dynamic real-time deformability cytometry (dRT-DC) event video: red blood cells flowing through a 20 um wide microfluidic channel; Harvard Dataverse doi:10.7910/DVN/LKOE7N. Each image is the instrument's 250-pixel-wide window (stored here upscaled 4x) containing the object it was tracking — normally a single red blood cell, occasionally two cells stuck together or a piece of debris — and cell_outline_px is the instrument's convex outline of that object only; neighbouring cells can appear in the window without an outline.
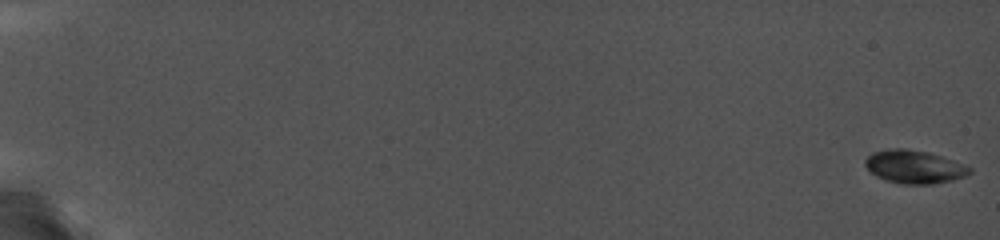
{"species": "common noctule bat (a hibernating species)", "species_latin": "Nyctalus noctula", "temperature_condition": "cold", "stored_images_in_passage": 25, "camera_frame_rate_fps": 5000, "um_per_image_px": 0.085, "animal": {"sex": "female", "body_mass_g": 19.0, "forearm_length_mm": 56.7}, "frame": {"image": 1, "passage_image": 1, "time_ms": 0.0, "image_size_px": [1000, 240], "cell_outline_px": [[972, 172], [964, 176], [952, 180], [932, 184], [904, 184], [888, 180], [876, 176], [864, 164], [864, 160], [872, 152], [892, 148], [904, 148], [928, 152], [952, 160], [972, 168]], "centroid_in_image_um": [77.7, 14.17], "position_along_channel_um": 7.3, "area_um2": 19.94}}
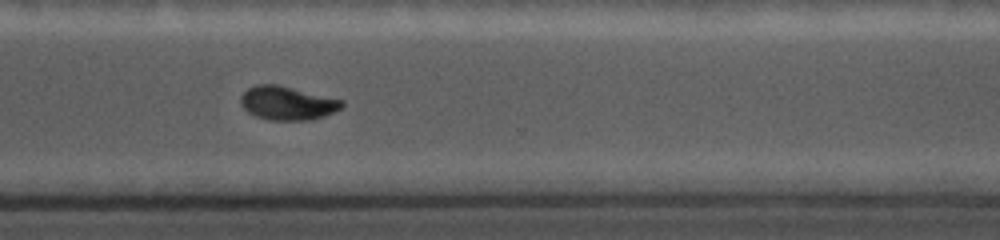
{"frame": {"image": 2, "passage_image": 21, "time_ms": 14.8, "image_size_px": [1000, 240], "cell_outline_px": [[344, 104], [340, 108], [324, 116], [308, 120], [272, 120], [256, 116], [248, 112], [240, 104], [240, 96], [248, 88], [256, 84], [276, 84], [344, 100]], "centroid_in_image_um": [24.4, 8.76], "position_along_channel_um": 346.2, "area_um2": 19.71}}
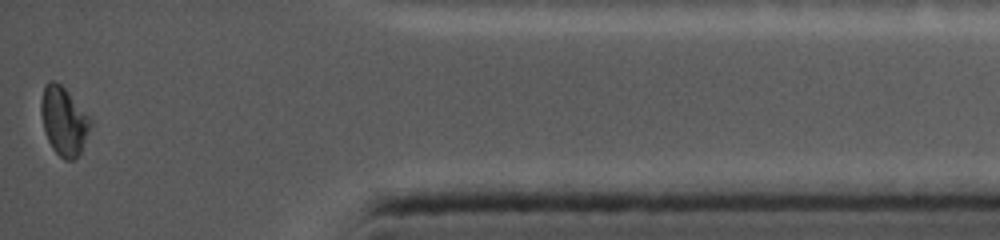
{"frame": {"image": 3, "passage_image": 25, "time_ms": 17.6, "image_size_px": [1000, 240], "cell_outline_px": [[92, 124], [80, 152], [72, 160], [64, 160], [52, 148], [44, 132], [40, 112], [40, 100], [44, 84], [48, 80], [52, 80], [60, 84], [68, 92], [92, 120]], "centroid_in_image_um": [5.39, 10.26], "position_along_channel_um": 429.8, "area_um2": 19.65}, "authors_computed_cell_mechanics": {"area_um2": 19.941, "velocity_mm_per_s": 3.7473, "shape_relaxation_time_tau1_ms": 3.7032, "shape_relaxation_time_tau2_ms": 1.2623, "deformation_change_tau1": 0.1161, "deformation_change_tau2": 0.0323}}